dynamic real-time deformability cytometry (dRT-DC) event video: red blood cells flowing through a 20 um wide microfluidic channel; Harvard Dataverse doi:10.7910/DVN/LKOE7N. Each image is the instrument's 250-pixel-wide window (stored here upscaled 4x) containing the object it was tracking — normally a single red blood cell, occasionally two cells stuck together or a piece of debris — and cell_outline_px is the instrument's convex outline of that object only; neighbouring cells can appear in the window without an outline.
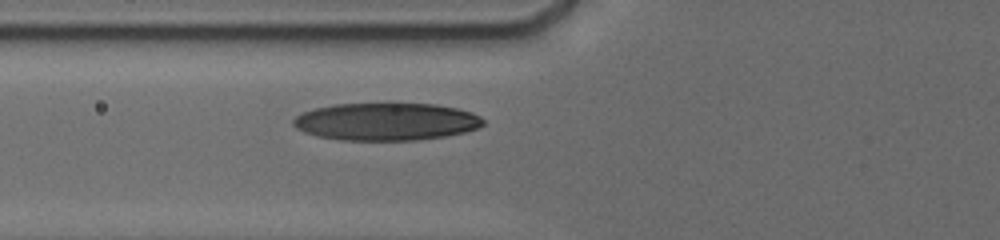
{"species": "human", "species_latin": "Homo sapiens", "temperature_condition": "cold", "stored_images_in_passage": 35, "camera_frame_rate_fps": 3000, "um_per_image_px": 0.085, "donor": {"sex": "male"}, "frame": {"image": 1, "passage_image": 4, "time_ms": 1.667, "image_size_px": [1000, 240], "cell_outline_px": [[484, 124], [480, 128], [464, 132], [444, 136], [416, 140], [340, 140], [320, 136], [304, 132], [296, 128], [292, 124], [292, 120], [296, 116], [304, 112], [316, 108], [336, 104], [436, 104], [456, 108], [472, 112], [480, 116], [484, 120]], "centroid_in_image_um": [32.85, 10.34], "position_along_channel_um": 93.0, "area_um2": 41.38}}
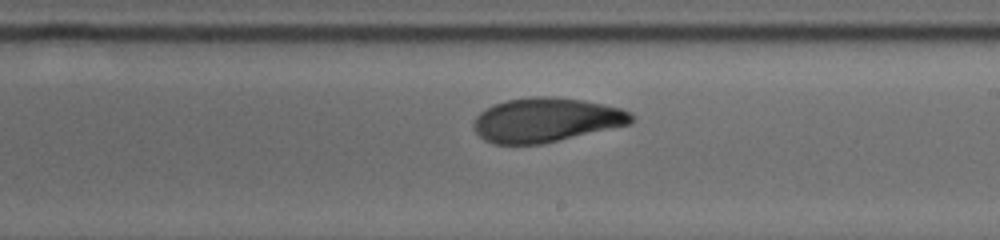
{"frame": {"image": 2, "passage_image": 16, "time_ms": 5.667, "image_size_px": [1000, 240], "cell_outline_px": [[632, 120], [628, 124], [544, 144], [492, 144], [484, 140], [476, 132], [472, 124], [476, 116], [480, 112], [496, 104], [508, 100], [532, 96], [548, 96], [580, 100], [620, 108], [628, 112], [632, 116]], "centroid_in_image_um": [46.35, 10.21], "position_along_channel_um": 242.6, "area_um2": 40.17}}
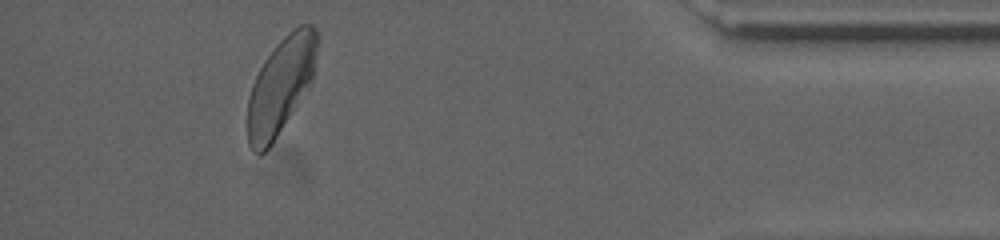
{"frame": {"image": 3, "passage_image": 31, "time_ms": 11.333, "image_size_px": [1000, 240], "cell_outline_px": [[316, 56], [312, 84], [272, 144], [260, 156], [248, 144], [248, 96], [252, 84], [264, 60], [276, 44], [288, 32], [300, 24], [312, 24], [316, 28]], "centroid_in_image_um": [23.87, 7.29], "position_along_channel_um": 411.3, "area_um2": 39.07}, "authors_computed_cell_mechanics": {"area_um2": 40.46, "velocity_mm_per_s": 3.7372, "shape_relaxation_time_tau1_ms": 3.3662, "shape_relaxation_time_tau2_ms": 1.6758, "deformation_change_tau1": 0.1397, "deformation_change_tau2": 0.0705}}